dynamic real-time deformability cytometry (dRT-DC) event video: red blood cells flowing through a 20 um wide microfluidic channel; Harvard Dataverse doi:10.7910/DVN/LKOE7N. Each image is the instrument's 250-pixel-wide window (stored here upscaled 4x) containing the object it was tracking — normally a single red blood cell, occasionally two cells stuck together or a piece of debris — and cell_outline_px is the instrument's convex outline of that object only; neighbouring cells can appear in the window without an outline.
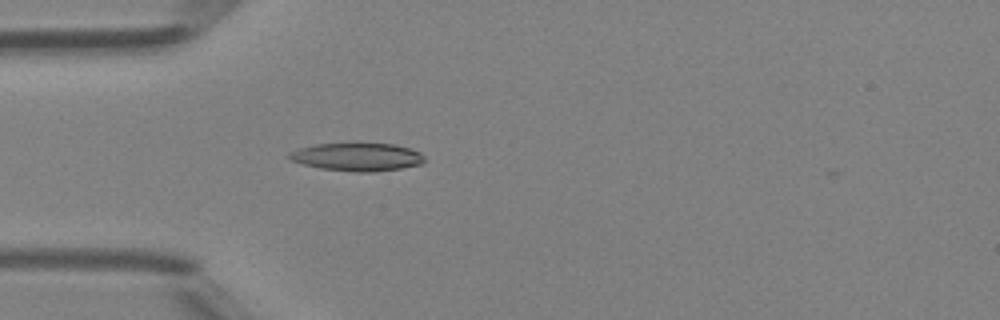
{"species": "Egyptian fruit bat (a non-hibernating species)", "species_latin": "Rousettus aegyptiacus", "temperature_condition": "room temperature", "stored_images_in_passage": 30, "camera_frame_rate_fps": 3000, "um_per_image_px": 0.085, "animal": {"sex": "female"}, "frame": {"image": 1, "passage_image": 1, "time_ms": 0.0, "image_size_px": [1000, 320], "cell_outline_px": [[424, 164], [400, 168], [372, 172], [356, 172], [320, 168], [304, 164], [292, 160], [288, 156], [288, 152], [300, 148], [316, 144], [392, 144], [412, 148], [420, 152], [424, 156]], "centroid_in_image_um": [30.4, 13.34], "position_along_channel_um": 54.6, "area_um2": 21.91}}
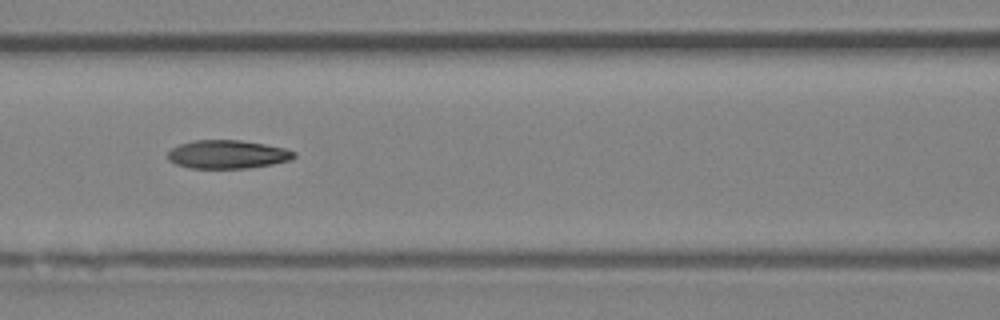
{"frame": {"image": 2, "passage_image": 8, "time_ms": 2.333, "image_size_px": [1000, 320], "cell_outline_px": [[296, 156], [292, 160], [272, 164], [244, 168], [188, 168], [176, 164], [168, 160], [168, 152], [172, 148], [180, 144], [192, 140], [240, 140], [264, 144], [284, 148], [296, 152]], "centroid_in_image_um": [19.33, 13.12], "position_along_channel_um": 147.3, "area_um2": 20.92}}
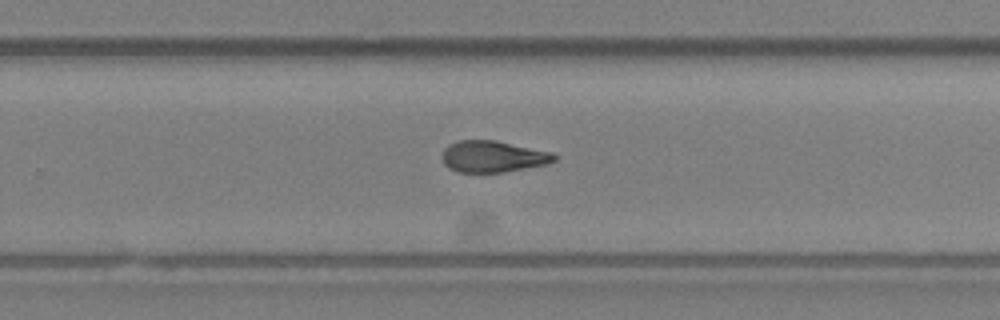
{"frame": {"image": 3, "passage_image": 18, "time_ms": 5.667, "image_size_px": [1000, 320], "cell_outline_px": [[556, 160], [544, 164], [524, 168], [500, 172], [456, 172], [448, 168], [444, 164], [444, 148], [448, 144], [460, 140], [496, 140], [552, 152], [556, 156]], "centroid_in_image_um": [41.87, 13.29], "position_along_channel_um": 287.9, "area_um2": 20.35}, "authors_computed_cell_mechanics": {"area_um2": 21.0681, "velocity_mm_per_s": 4.2414, "shape_relaxation_time_tau1_ms": null, "shape_relaxation_time_tau2_ms": 3.3806, "deformation_change_tau1": null, "deformation_change_tau2": 0.127}}